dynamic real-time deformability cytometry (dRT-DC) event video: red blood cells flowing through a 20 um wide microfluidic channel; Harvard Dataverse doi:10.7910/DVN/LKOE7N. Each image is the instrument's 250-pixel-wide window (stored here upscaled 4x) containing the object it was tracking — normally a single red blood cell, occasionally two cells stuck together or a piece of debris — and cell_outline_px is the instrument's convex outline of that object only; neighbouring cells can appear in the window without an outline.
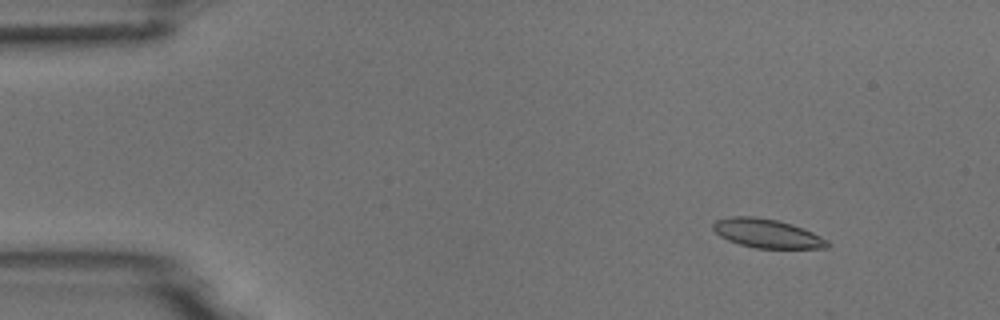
{"species": "common noctule bat (a hibernating species)", "species_latin": "Nyctalus noctula", "temperature_condition": "room temperature", "stored_images_in_passage": 20, "camera_frame_rate_fps": 3000, "um_per_image_px": 0.085, "animal": {"sex": "male", "body_mass_g": 18.8}, "frame": {"image": 1, "passage_image": 7, "time_ms": 2.0, "image_size_px": [1000, 320], "cell_outline_px": [[832, 244], [828, 248], [756, 248], [740, 244], [728, 240], [720, 236], [712, 228], [712, 224], [716, 220], [732, 216], [752, 216], [780, 220], [804, 228], [828, 240]], "centroid_in_image_um": [65.22, 19.84], "position_along_channel_um": 19.8, "area_um2": 19.36}}
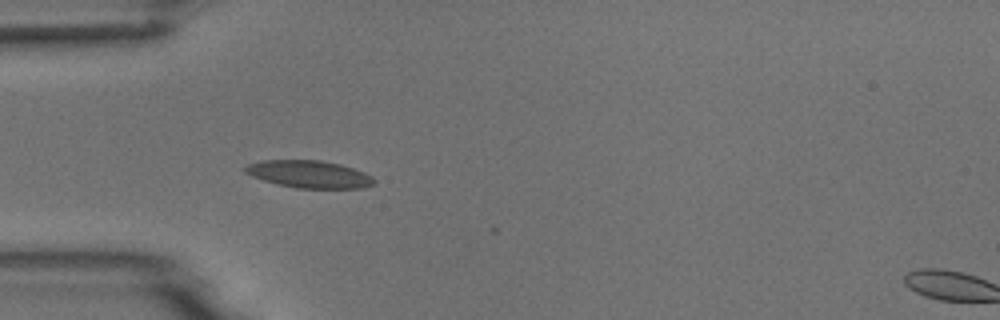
{"frame": {"image": 2, "passage_image": 17, "time_ms": 5.333, "image_size_px": [1000, 320], "cell_outline_px": [[376, 184], [364, 188], [296, 188], [276, 184], [252, 176], [244, 172], [244, 168], [248, 164], [264, 160], [320, 160], [340, 164], [364, 172], [372, 176], [376, 180]], "centroid_in_image_um": [26.31, 14.81], "position_along_channel_um": 58.7, "area_um2": 20.63}}